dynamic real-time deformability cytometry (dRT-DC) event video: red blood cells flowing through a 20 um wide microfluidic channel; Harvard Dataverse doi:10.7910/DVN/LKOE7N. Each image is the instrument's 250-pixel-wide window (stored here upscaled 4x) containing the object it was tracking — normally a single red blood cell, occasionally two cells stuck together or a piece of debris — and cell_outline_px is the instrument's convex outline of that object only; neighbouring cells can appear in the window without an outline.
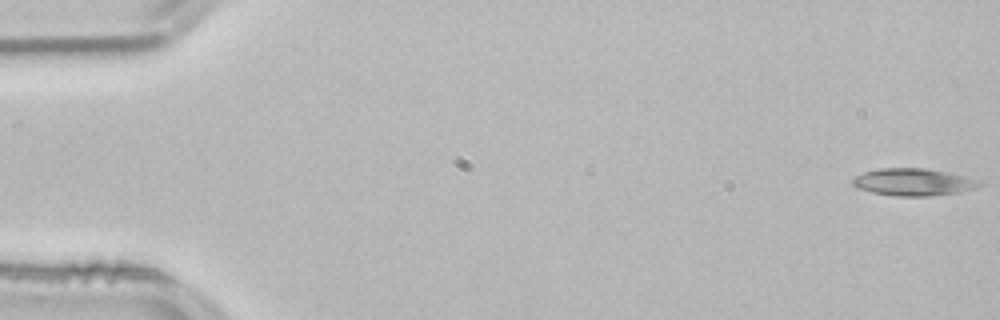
{"species": "common noctule bat (a hibernating species)", "species_latin": "Nyctalus noctula", "temperature_condition": "room temperature", "stored_images_in_passage": 10, "camera_frame_rate_fps": 3000, "um_per_image_px": 0.085, "animal": {"sex": "male", "body_mass_g": 21.5, "forearm_length_mm": 52.0}, "frame": {"image": 1, "passage_image": 1, "time_ms": 0.0, "image_size_px": [1000, 320], "cell_outline_px": [[980, 184], [976, 188], [956, 192], [932, 196], [896, 196], [872, 192], [856, 188], [852, 184], [852, 180], [856, 176], [864, 172], [880, 168], [924, 168], [964, 176], [976, 180]], "centroid_in_image_um": [77.56, 15.48], "position_along_channel_um": 7.4, "area_um2": 19.77}}